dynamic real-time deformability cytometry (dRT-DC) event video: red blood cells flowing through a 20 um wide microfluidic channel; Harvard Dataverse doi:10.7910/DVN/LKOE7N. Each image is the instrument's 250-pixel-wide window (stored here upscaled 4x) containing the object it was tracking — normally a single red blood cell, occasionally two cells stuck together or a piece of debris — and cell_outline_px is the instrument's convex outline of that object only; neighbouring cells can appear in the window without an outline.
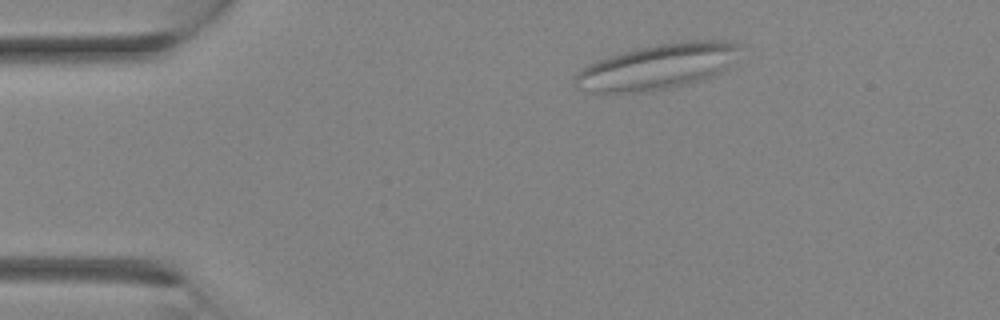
{"species": "Egyptian fruit bat (a non-hibernating species)", "species_latin": "Rousettus aegyptiacus", "temperature_condition": "room temperature", "stored_images_in_passage": 3, "camera_frame_rate_fps": 3000, "um_per_image_px": 0.085, "animal": {"sex": "female"}, "frame": {"image": 1, "passage_image": 3, "time_ms": 2.333, "image_size_px": [1000, 320], "cell_outline_px": [[740, 44], [728, 68], [712, 76], [688, 84], [640, 92], [596, 92], [576, 88], [572, 84], [572, 80], [588, 64], [624, 52], [640, 48], [660, 44], [692, 40], [728, 40]], "centroid_in_image_um": [55.89, 5.67], "position_along_channel_um": 29.1, "area_um2": 42.71}}